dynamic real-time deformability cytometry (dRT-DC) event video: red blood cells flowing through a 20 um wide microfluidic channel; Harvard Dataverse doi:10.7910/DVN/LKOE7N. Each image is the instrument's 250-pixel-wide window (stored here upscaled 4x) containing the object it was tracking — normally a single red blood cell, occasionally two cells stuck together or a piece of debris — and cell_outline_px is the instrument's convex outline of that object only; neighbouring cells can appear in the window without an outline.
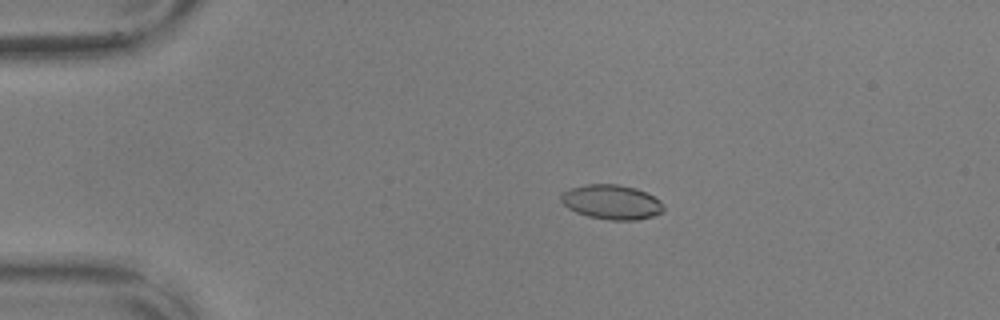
{"species": "common noctule bat (a hibernating species)", "species_latin": "Nyctalus noctula", "temperature_condition": "warm", "stored_images_in_passage": 57, "camera_frame_rate_fps": 3000, "um_per_image_px": 0.085, "animal": {"sex": "male", "body_mass_g": 17.9, "forearm_length_mm": 54.2}, "frame": {"image": 1, "passage_image": 12, "time_ms": 3.667, "image_size_px": [1000, 320], "cell_outline_px": [[664, 208], [660, 212], [652, 216], [636, 220], [612, 220], [588, 216], [576, 212], [568, 208], [560, 200], [560, 196], [564, 192], [572, 188], [588, 184], [616, 184], [636, 188], [660, 200]], "centroid_in_image_um": [51.97, 17.17], "position_along_channel_um": 33.0, "area_um2": 20.35}}
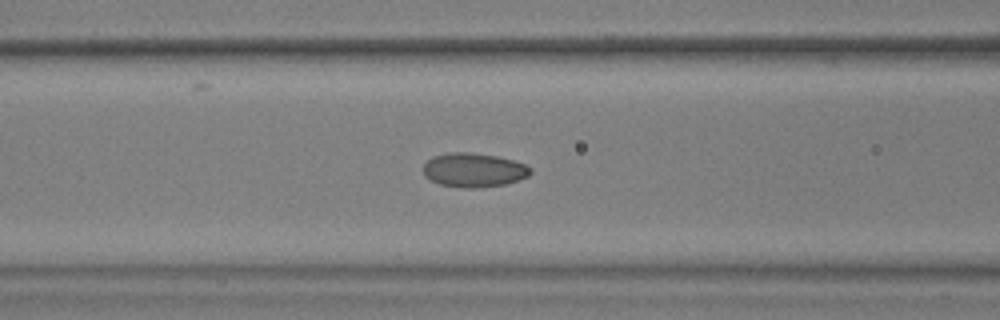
{"frame": {"image": 2, "passage_image": 24, "time_ms": 7.667, "image_size_px": [1000, 320], "cell_outline_px": [[532, 172], [528, 176], [504, 184], [476, 188], [460, 188], [440, 184], [424, 176], [424, 164], [432, 156], [448, 152], [472, 152], [496, 156], [512, 160], [524, 164], [532, 168]], "centroid_in_image_um": [40.25, 14.45], "position_along_channel_um": 126.4, "area_um2": 21.27}}
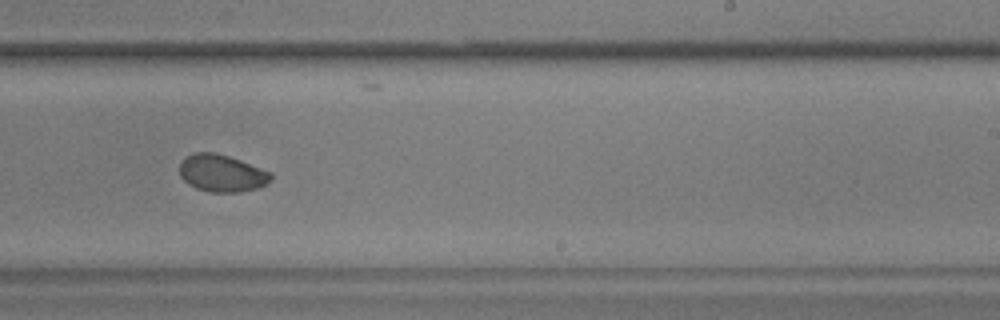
{"frame": {"image": 3, "passage_image": 36, "time_ms": 11.667, "image_size_px": [1000, 320], "cell_outline_px": [[272, 180], [268, 184], [256, 188], [240, 192], [208, 192], [196, 188], [188, 184], [180, 176], [180, 164], [192, 152], [216, 152], [240, 160], [272, 172]], "centroid_in_image_um": [18.87, 14.73], "position_along_channel_um": 270.1, "area_um2": 19.88}, "authors_computed_cell_mechanics": {"area_um2": 20.4612, "velocity_mm_per_s": 3.605, "shape_relaxation_time_tau1_ms": 3.4752, "shape_relaxation_time_tau2_ms": 1.0882, "deformation_change_tau1": 0.1289, "deformation_change_tau2": 0.0358}}